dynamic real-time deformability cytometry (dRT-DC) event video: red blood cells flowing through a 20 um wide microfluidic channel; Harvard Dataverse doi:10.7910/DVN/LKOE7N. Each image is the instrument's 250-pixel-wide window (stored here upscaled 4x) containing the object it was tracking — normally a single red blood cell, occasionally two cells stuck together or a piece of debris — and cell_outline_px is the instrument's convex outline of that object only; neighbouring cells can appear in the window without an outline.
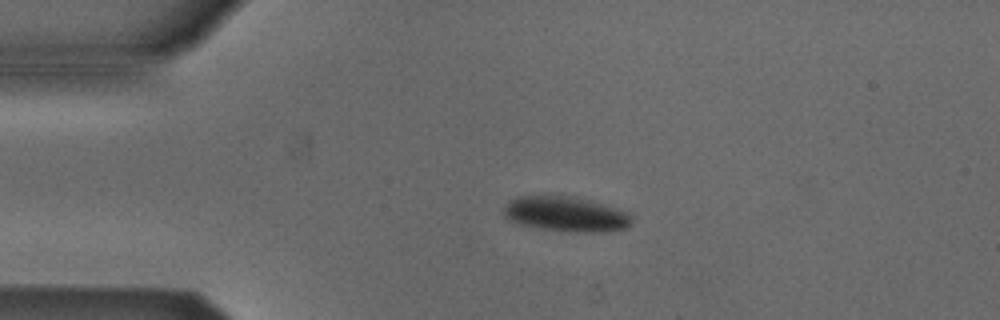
{"species": "Egyptian fruit bat (a non-hibernating species)", "species_latin": "Rousettus aegyptiacus", "temperature_condition": "cold", "stored_images_in_passage": 35, "camera_frame_rate_fps": 3000, "um_per_image_px": 0.085, "animal": {"sex": "male"}, "frame": {"image": 1, "passage_image": 1, "time_ms": 0.0, "image_size_px": [1000, 320], "cell_outline_px": [[628, 224], [624, 228], [604, 232], [576, 232], [536, 228], [516, 224], [508, 220], [504, 216], [504, 204], [508, 200], [516, 196], [564, 196], [588, 200], [628, 212]], "centroid_in_image_um": [47.96, 18.2], "position_along_channel_um": 37.0, "area_um2": 25.84}}
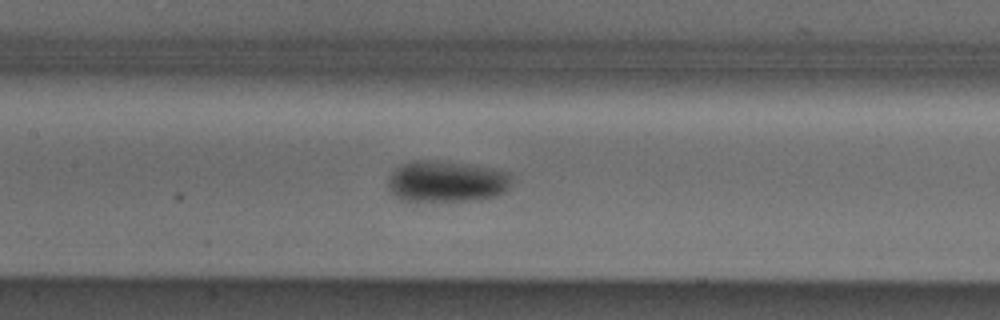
{"frame": {"image": 2, "passage_image": 14, "time_ms": 4.333, "image_size_px": [1000, 320], "cell_outline_px": [[512, 184], [504, 192], [496, 196], [468, 200], [400, 200], [388, 188], [388, 176], [400, 164], [412, 160], [432, 160], [460, 164], [508, 172], [512, 180]], "centroid_in_image_um": [37.9, 15.42], "position_along_channel_um": 169.5, "area_um2": 29.19}}
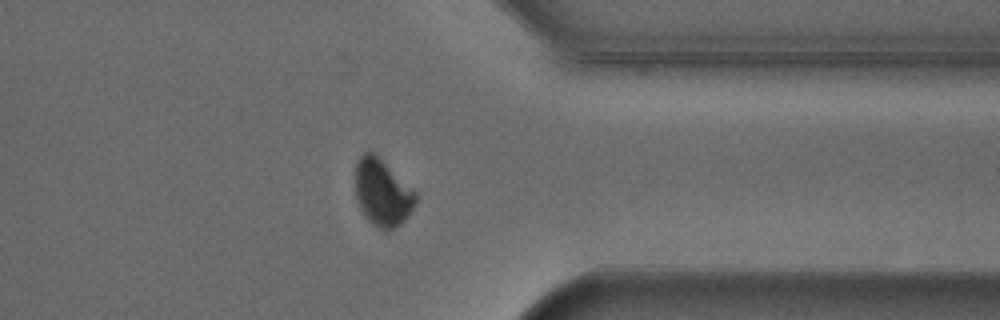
{"frame": {"image": 3, "passage_image": 31, "time_ms": 10.0, "image_size_px": [1000, 320], "cell_outline_px": [[416, 200], [412, 208], [404, 220], [400, 224], [392, 228], [380, 228], [372, 224], [364, 216], [356, 200], [356, 164], [360, 156], [364, 152], [376, 152], [416, 192]], "centroid_in_image_um": [32.48, 16.32], "position_along_channel_um": 378.9, "area_um2": 23.35}, "authors_computed_cell_mechanics": {"area_um2": 27.744, "velocity_mm_per_s": 3.8382, "shape_relaxation_time_tau1_ms": 2.7947, "shape_relaxation_time_tau2_ms": null, "deformation_change_tau1": 0.0852, "deformation_change_tau2": null}}